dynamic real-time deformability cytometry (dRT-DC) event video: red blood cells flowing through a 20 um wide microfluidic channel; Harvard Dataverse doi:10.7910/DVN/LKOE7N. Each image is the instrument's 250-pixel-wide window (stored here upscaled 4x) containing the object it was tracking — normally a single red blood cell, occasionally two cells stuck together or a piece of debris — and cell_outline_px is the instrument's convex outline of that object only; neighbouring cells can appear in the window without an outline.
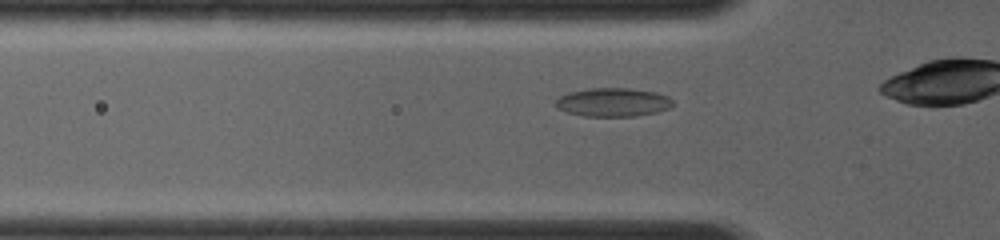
{"species": "common noctule bat (a hibernating species)", "species_latin": "Nyctalus noctula", "temperature_condition": "room temperature", "stored_images_in_passage": 56, "camera_frame_rate_fps": 4000, "um_per_image_px": 0.085, "animal": {"sex": "female", "body_mass_g": 19.0, "forearm_length_mm": 56.7}, "frame": {"image": 1, "passage_image": 3, "time_ms": 0.5, "image_size_px": [1000, 240], "cell_outline_px": [[676, 104], [668, 108], [656, 112], [636, 116], [584, 116], [568, 112], [556, 108], [556, 100], [560, 96], [568, 92], [588, 88], [628, 88], [656, 92], [668, 96]], "centroid_in_image_um": [52.11, 8.68], "position_along_channel_um": 73.7, "area_um2": 19.59}}
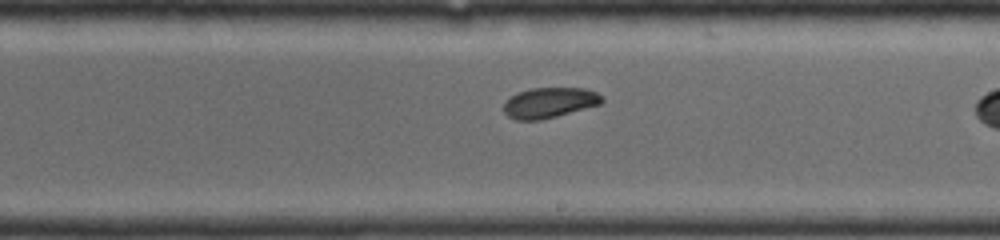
{"frame": {"image": 2, "passage_image": 29, "time_ms": 4.25, "image_size_px": [1000, 240], "cell_outline_px": [[604, 100], [600, 104], [556, 116], [540, 120], [516, 120], [508, 116], [504, 112], [504, 100], [516, 92], [532, 88], [584, 88], [596, 92], [604, 96]], "centroid_in_image_um": [46.68, 8.72], "position_along_channel_um": 242.3, "area_um2": 17.46}}
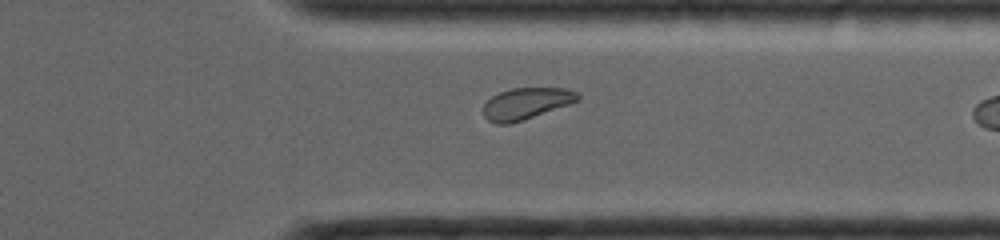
{"frame": {"image": 3, "passage_image": 49, "time_ms": 7.0, "image_size_px": [1000, 240], "cell_outline_px": [[580, 100], [508, 124], [496, 124], [488, 120], [484, 116], [484, 104], [492, 96], [500, 92], [512, 88], [564, 88], [580, 92]], "centroid_in_image_um": [44.73, 8.78], "position_along_channel_um": 366.7, "area_um2": 16.99}}